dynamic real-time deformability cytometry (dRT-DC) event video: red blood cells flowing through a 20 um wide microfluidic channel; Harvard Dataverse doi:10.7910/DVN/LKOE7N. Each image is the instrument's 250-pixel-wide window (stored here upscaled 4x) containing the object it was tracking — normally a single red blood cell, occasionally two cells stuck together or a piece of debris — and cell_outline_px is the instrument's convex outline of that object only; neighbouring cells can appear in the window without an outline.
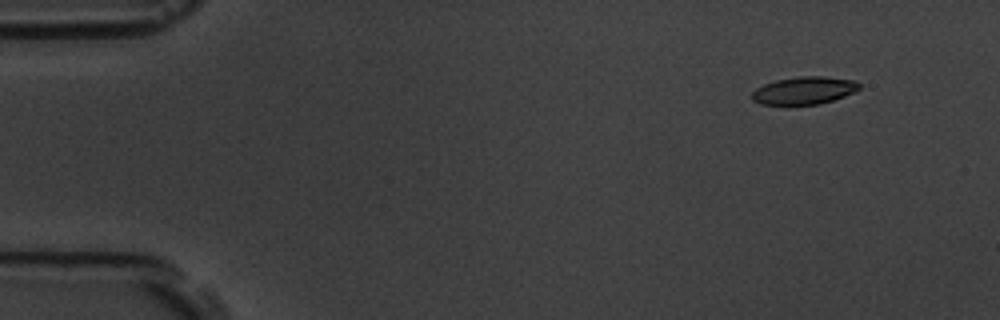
{"species": "common noctule bat (a hibernating species)", "species_latin": "Nyctalus noctula", "temperature_condition": "room temperature", "stored_images_in_passage": 7, "camera_frame_rate_fps": 3000, "um_per_image_px": 0.085, "animal": {"sex": "male", "body_mass_g": 19.5, "forearm_length_mm": 54.6}, "frame": {"image": 1, "passage_image": 2, "time_ms": 1.333, "image_size_px": [1000, 320], "cell_outline_px": [[860, 88], [844, 96], [820, 104], [760, 104], [752, 100], [752, 92], [756, 88], [764, 84], [776, 80], [800, 76], [824, 76], [856, 80], [860, 84]], "centroid_in_image_um": [68.35, 7.68], "position_along_channel_um": 16.7, "area_um2": 17.17}}
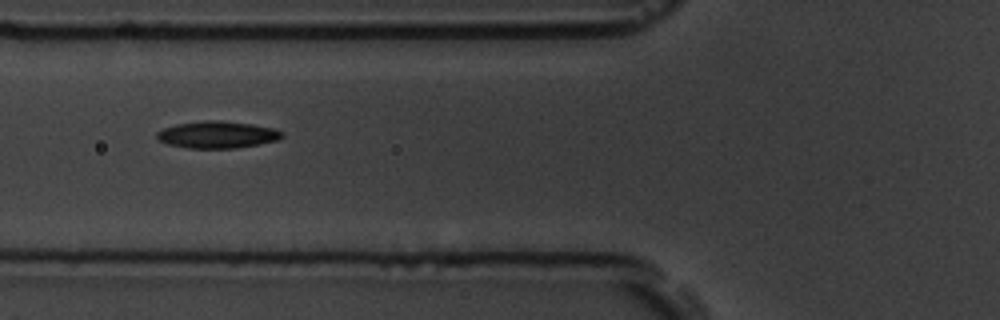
{"frame": {"image": 2, "passage_image": 6, "time_ms": 6.667, "image_size_px": [1000, 320], "cell_outline_px": [[284, 136], [276, 140], [260, 144], [236, 148], [188, 148], [168, 144], [156, 140], [156, 132], [164, 128], [176, 124], [204, 120], [220, 120], [252, 124], [276, 128], [284, 132]], "centroid_in_image_um": [18.47, 11.44], "position_along_channel_um": 107.3, "area_um2": 19.88}}
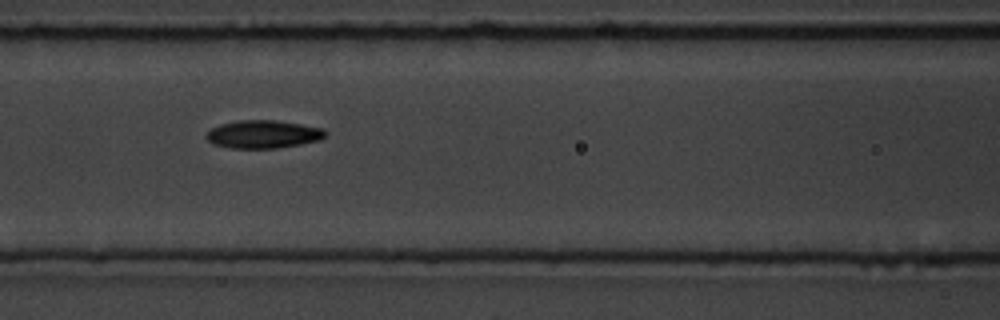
{"frame": {"image": 3, "passage_image": 7, "time_ms": 7.667, "image_size_px": [1000, 320], "cell_outline_px": [[328, 132], [320, 140], [300, 144], [276, 148], [228, 148], [212, 144], [204, 136], [212, 128], [220, 124], [236, 120], [276, 120], [324, 128]], "centroid_in_image_um": [22.36, 11.41], "position_along_channel_um": 144.2, "area_um2": 19.54}}